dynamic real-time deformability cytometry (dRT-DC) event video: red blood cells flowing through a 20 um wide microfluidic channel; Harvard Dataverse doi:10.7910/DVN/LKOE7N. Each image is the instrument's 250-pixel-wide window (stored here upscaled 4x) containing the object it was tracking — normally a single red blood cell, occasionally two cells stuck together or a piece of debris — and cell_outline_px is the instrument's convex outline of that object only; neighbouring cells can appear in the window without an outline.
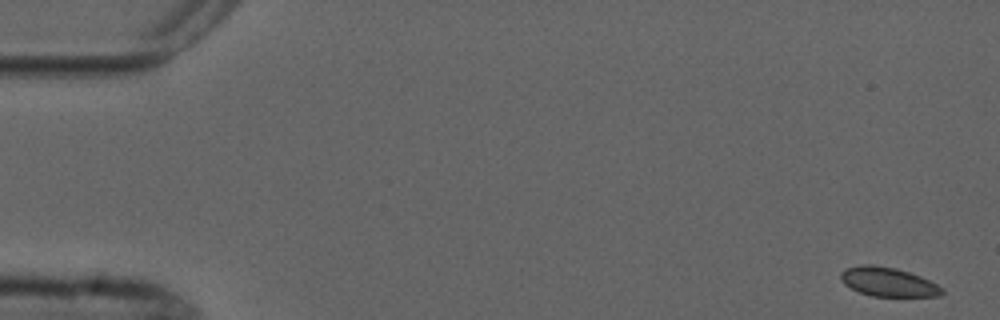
{"species": "common noctule bat (a hibernating species)", "species_latin": "Nyctalus noctula", "temperature_condition": "cold", "stored_images_in_passage": 6, "camera_frame_rate_fps": 3000, "um_per_image_px": 0.085, "animal": {"sex": "male", "forearm_length_mm": 52.5}, "frame": {"image": 1, "passage_image": 1, "time_ms": 0.0, "image_size_px": [1000, 320], "cell_outline_px": [[944, 292], [940, 296], [872, 296], [860, 292], [844, 284], [840, 280], [840, 272], [848, 268], [860, 264], [872, 264], [896, 268], [920, 276], [944, 288]], "centroid_in_image_um": [75.48, 23.96], "position_along_channel_um": 9.5, "area_um2": 17.11}}
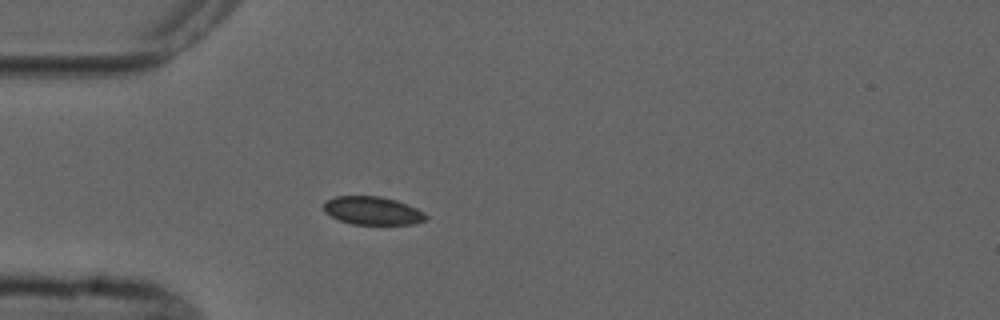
{"frame": {"image": 2, "passage_image": 5, "time_ms": 4.667, "image_size_px": [1000, 320], "cell_outline_px": [[428, 220], [416, 224], [352, 224], [340, 220], [324, 212], [324, 204], [328, 200], [336, 196], [380, 196], [396, 200], [416, 208], [424, 212], [428, 216]], "centroid_in_image_um": [31.71, 17.91], "position_along_channel_um": 53.3, "area_um2": 16.76}}